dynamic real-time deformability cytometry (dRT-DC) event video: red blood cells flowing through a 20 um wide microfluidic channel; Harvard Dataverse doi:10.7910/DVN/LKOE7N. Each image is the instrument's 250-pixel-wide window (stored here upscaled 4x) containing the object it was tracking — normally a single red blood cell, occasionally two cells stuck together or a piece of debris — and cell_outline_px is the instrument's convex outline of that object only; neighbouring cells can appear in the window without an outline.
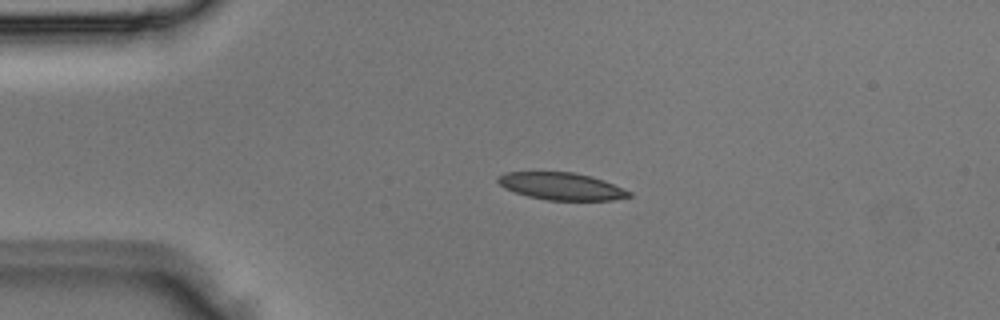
{"species": "Egyptian fruit bat (a non-hibernating species)", "species_latin": "Rousettus aegyptiacus", "temperature_condition": "room temperature", "stored_images_in_passage": 3, "camera_frame_rate_fps": 3000, "um_per_image_px": 0.085, "animal": {"sex": "male"}, "frame": {"image": 1, "passage_image": 2, "time_ms": 0.333, "image_size_px": [1000, 320], "cell_outline_px": [[632, 196], [612, 200], [548, 200], [528, 196], [504, 188], [496, 180], [504, 172], [572, 172], [592, 176], [604, 180], [632, 192]], "centroid_in_image_um": [47.74, 15.83], "position_along_channel_um": 37.3, "area_um2": 20.75}}